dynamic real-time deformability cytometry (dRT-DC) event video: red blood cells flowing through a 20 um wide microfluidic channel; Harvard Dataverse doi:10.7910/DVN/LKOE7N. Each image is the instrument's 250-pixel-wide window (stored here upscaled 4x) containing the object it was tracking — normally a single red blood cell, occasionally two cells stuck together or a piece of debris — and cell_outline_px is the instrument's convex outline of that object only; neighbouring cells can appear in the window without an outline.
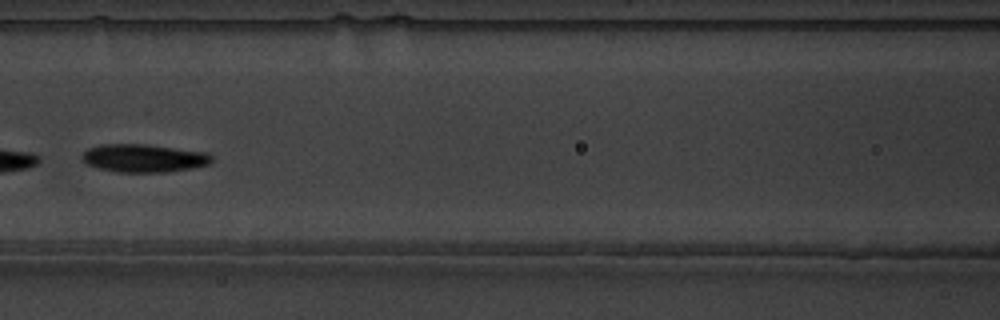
{"species": "common noctule bat (a hibernating species)", "species_latin": "Nyctalus noctula", "temperature_condition": "warm", "stored_images_in_passage": 9, "camera_frame_rate_fps": 3000, "um_per_image_px": 0.085, "animal": {"sex": "male", "body_mass_g": 19.5, "forearm_length_mm": 54.6}, "frame": {"image": 1, "passage_image": 7, "time_ms": 2.0, "image_size_px": [1000, 320], "cell_outline_px": [[212, 160], [208, 164], [192, 168], [168, 172], [116, 172], [100, 168], [88, 164], [80, 156], [88, 148], [100, 144], [148, 144], [208, 152], [212, 156]], "centroid_in_image_um": [12.24, 13.43], "position_along_channel_um": 154.4, "area_um2": 21.27}}
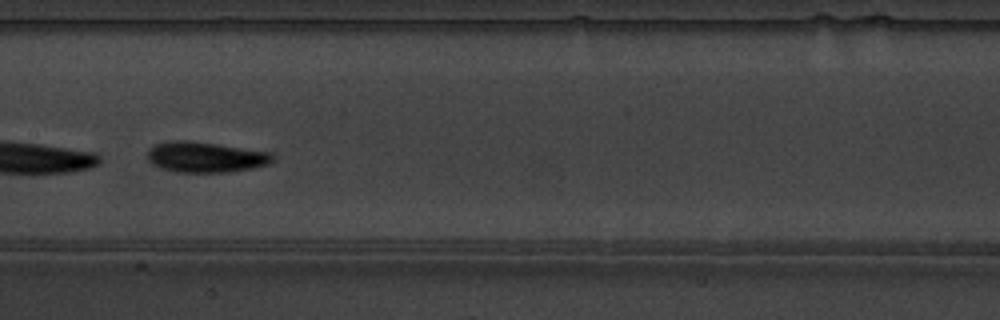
{"frame": {"image": 2, "passage_image": 8, "time_ms": 2.333, "image_size_px": [1000, 320], "cell_outline_px": [[272, 160], [268, 164], [252, 168], [224, 172], [176, 172], [160, 168], [152, 164], [148, 160], [148, 148], [164, 140], [188, 140], [216, 144], [268, 152], [272, 156]], "centroid_in_image_um": [17.37, 13.34], "position_along_channel_um": 190.0, "area_um2": 22.14}}
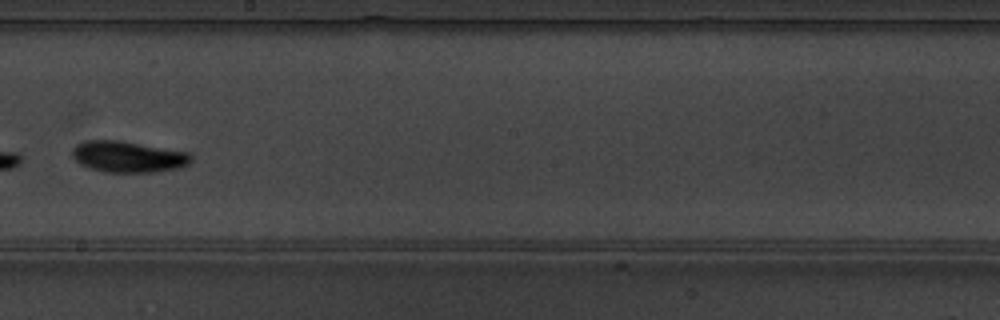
{"frame": {"image": 3, "passage_image": 9, "time_ms": 2.667, "image_size_px": [1000, 320], "cell_outline_px": [[192, 160], [188, 164], [180, 168], [152, 172], [104, 172], [88, 168], [80, 164], [72, 156], [72, 148], [76, 144], [84, 140], [116, 140], [188, 152], [192, 156]], "centroid_in_image_um": [10.85, 13.33], "position_along_channel_um": 237.3, "area_um2": 21.62}}